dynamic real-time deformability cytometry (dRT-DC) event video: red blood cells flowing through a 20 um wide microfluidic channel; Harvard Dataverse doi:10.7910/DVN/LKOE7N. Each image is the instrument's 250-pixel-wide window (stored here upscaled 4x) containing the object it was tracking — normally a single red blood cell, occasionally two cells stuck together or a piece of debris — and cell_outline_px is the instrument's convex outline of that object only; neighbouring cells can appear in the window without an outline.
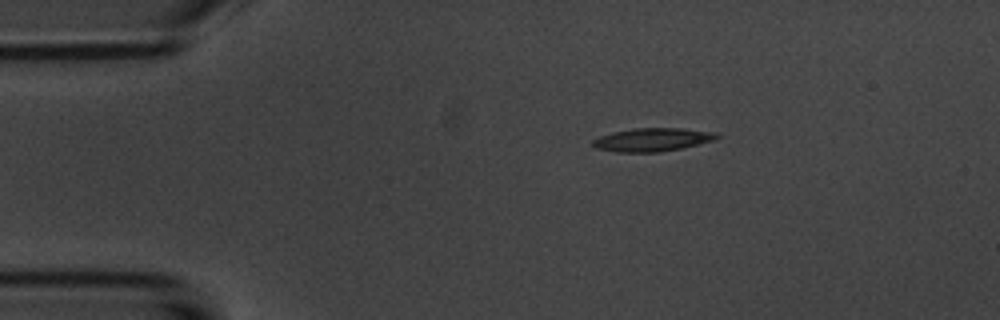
{"species": "common noctule bat (a hibernating species)", "species_latin": "Nyctalus noctula", "temperature_condition": "room temperature", "stored_images_in_passage": 4, "camera_frame_rate_fps": 3000, "um_per_image_px": 0.085, "animal": {"sex": "male", "body_mass_g": 20.1, "forearm_length_mm": 53.5}, "frame": {"image": 1, "passage_image": 1, "time_ms": 0.0, "image_size_px": [1000, 320], "cell_outline_px": [[720, 136], [712, 140], [680, 148], [660, 152], [616, 152], [596, 148], [592, 144], [592, 140], [600, 136], [612, 132], [632, 128], [680, 128], [716, 132]], "centroid_in_image_um": [55.4, 11.86], "position_along_channel_um": 29.6, "area_um2": 16.7}}
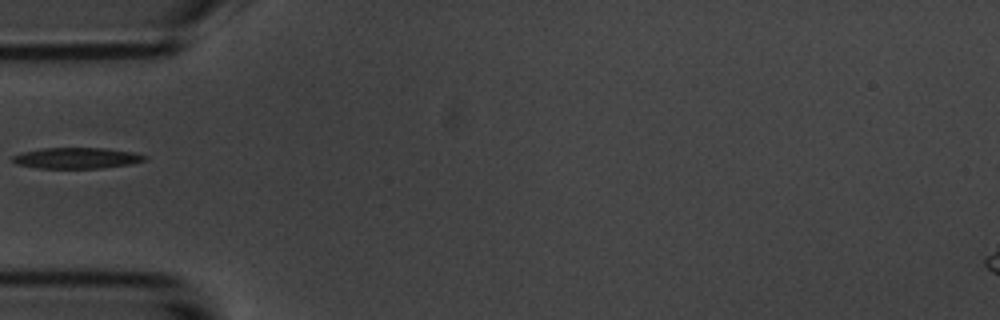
{"frame": {"image": 2, "passage_image": 3, "time_ms": 2.667, "image_size_px": [1000, 320], "cell_outline_px": [[148, 160], [128, 164], [100, 168], [40, 168], [16, 164], [12, 160], [12, 156], [24, 152], [40, 148], [104, 148], [132, 152], [148, 156]], "centroid_in_image_um": [6.53, 13.43], "position_along_channel_um": 78.5, "area_um2": 16.01}}